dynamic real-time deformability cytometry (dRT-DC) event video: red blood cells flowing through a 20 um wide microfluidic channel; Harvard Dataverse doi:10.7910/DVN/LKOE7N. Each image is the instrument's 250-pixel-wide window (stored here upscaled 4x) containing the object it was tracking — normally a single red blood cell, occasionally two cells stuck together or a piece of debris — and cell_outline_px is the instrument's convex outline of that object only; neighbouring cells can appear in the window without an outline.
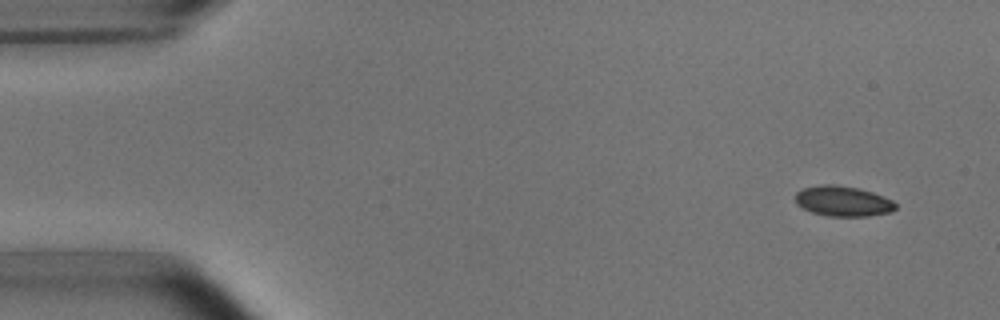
{"species": "common noctule bat (a hibernating species)", "species_latin": "Nyctalus noctula", "temperature_condition": "room temperature", "stored_images_in_passage": 4, "camera_frame_rate_fps": 3000, "um_per_image_px": 0.085, "animal": {"sex": "male", "body_mass_g": 15.6}, "frame": {"image": 1, "passage_image": 1, "time_ms": 0.0, "image_size_px": [1000, 320], "cell_outline_px": [[896, 208], [892, 212], [868, 216], [828, 216], [812, 212], [796, 204], [796, 192], [800, 188], [820, 184], [836, 184], [860, 188], [884, 196], [892, 200], [896, 204]], "centroid_in_image_um": [71.65, 17.08], "position_along_channel_um": 13.4, "area_um2": 17.92}}
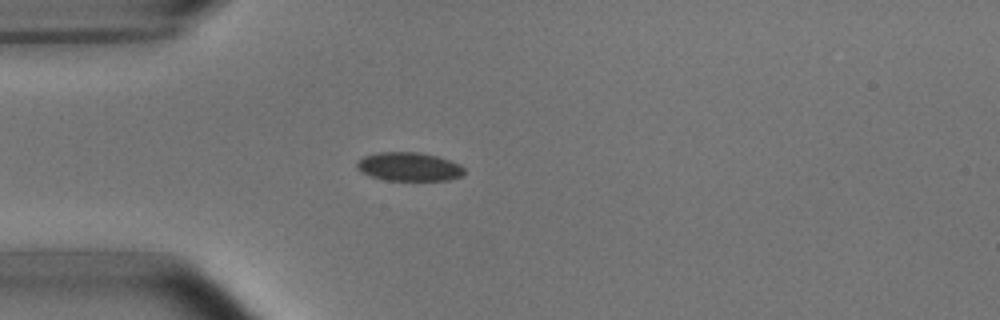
{"frame": {"image": 2, "passage_image": 4, "time_ms": 3.667, "image_size_px": [1000, 320], "cell_outline_px": [[464, 176], [448, 180], [388, 180], [368, 176], [356, 168], [356, 160], [364, 156], [376, 152], [416, 152], [436, 156], [460, 164], [464, 168]], "centroid_in_image_um": [34.73, 14.17], "position_along_channel_um": 50.3, "area_um2": 18.03}}